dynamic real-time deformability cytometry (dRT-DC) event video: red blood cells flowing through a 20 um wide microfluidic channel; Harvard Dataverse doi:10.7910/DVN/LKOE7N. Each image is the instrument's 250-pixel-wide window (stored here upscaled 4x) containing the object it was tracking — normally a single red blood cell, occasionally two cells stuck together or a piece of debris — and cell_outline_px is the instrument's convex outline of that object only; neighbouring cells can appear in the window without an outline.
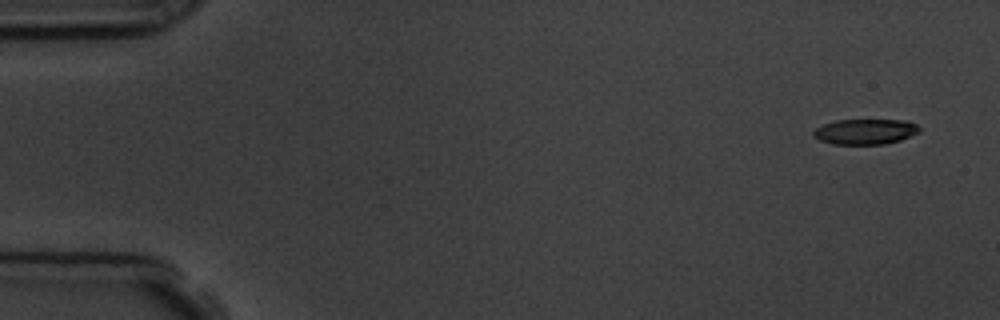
{"species": "common noctule bat (a hibernating species)", "species_latin": "Nyctalus noctula", "temperature_condition": "room temperature", "stored_images_in_passage": 4, "camera_frame_rate_fps": 3000, "um_per_image_px": 0.085, "animal": {"sex": "male", "body_mass_g": 19.5, "forearm_length_mm": 54.6}, "frame": {"image": 1, "passage_image": 1, "time_ms": 0.0, "image_size_px": [1000, 320], "cell_outline_px": [[920, 132], [900, 140], [884, 144], [832, 144], [820, 140], [812, 136], [812, 132], [816, 128], [824, 124], [836, 120], [908, 120], [916, 124], [920, 128]], "centroid_in_image_um": [73.55, 11.18], "position_along_channel_um": 11.5, "area_um2": 15.72}}
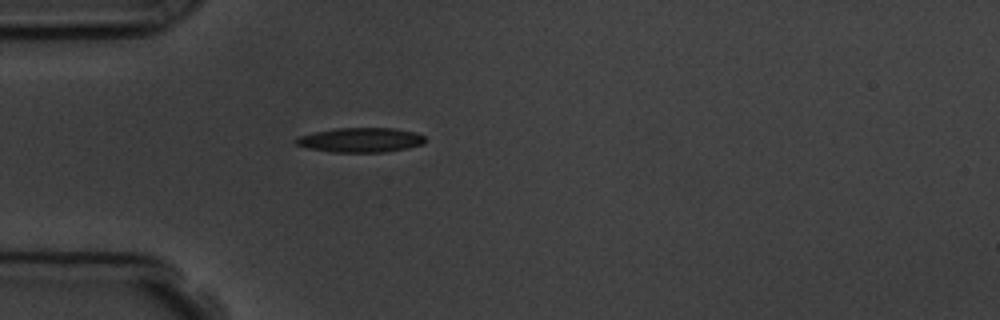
{"frame": {"image": 2, "passage_image": 4, "time_ms": 4.333, "image_size_px": [1000, 320], "cell_outline_px": [[424, 144], [408, 148], [384, 152], [332, 152], [308, 148], [296, 144], [292, 140], [296, 136], [336, 128], [396, 128], [416, 132], [424, 136]], "centroid_in_image_um": [30.64, 11.89], "position_along_channel_um": 54.4, "area_um2": 18.61}}